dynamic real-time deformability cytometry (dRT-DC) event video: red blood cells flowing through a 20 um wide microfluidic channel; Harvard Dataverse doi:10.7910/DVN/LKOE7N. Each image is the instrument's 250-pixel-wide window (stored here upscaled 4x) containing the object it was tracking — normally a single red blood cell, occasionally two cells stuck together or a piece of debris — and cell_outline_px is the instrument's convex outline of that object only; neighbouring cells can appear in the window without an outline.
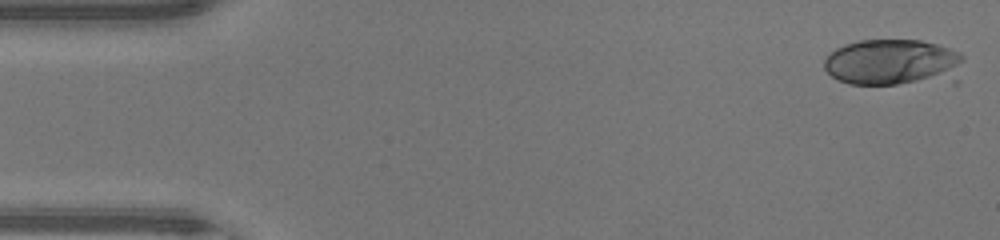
{"species": "human", "species_latin": "Homo sapiens", "temperature_condition": "warm", "stored_images_in_passage": 47, "camera_frame_rate_fps": 3000, "um_per_image_px": 0.085, "donor": {"sex": "male"}, "frame": {"image": 1, "passage_image": 1, "time_ms": 0.0, "image_size_px": [1000, 240], "cell_outline_px": [[964, 60], [948, 72], [916, 80], [896, 84], [848, 84], [832, 76], [824, 68], [824, 60], [836, 48], [844, 44], [860, 40], [920, 40], [936, 44], [960, 52], [964, 56]], "centroid_in_image_um": [75.64, 5.22], "position_along_channel_um": 9.4, "area_um2": 35.32}}
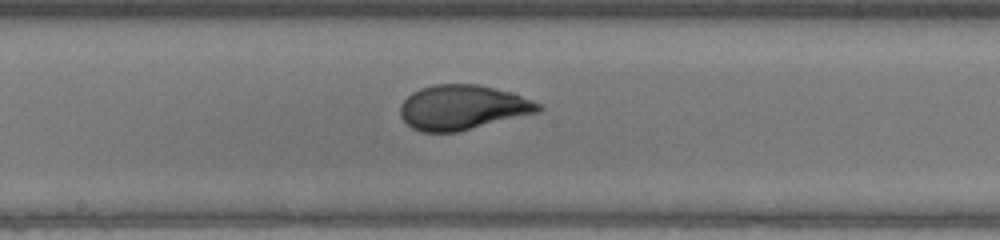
{"frame": {"image": 2, "passage_image": 24, "time_ms": 7.667, "image_size_px": [1000, 240], "cell_outline_px": [[544, 108], [540, 112], [456, 132], [420, 132], [412, 128], [400, 116], [400, 104], [412, 92], [420, 88], [436, 84], [480, 84], [512, 92], [532, 100], [540, 104]], "centroid_in_image_um": [39.32, 9.12], "position_along_channel_um": 208.9, "area_um2": 36.13}}
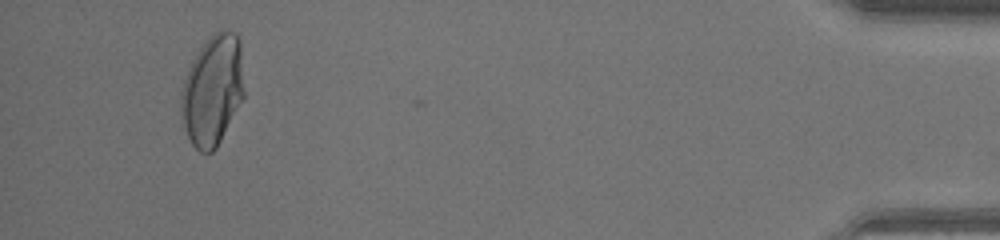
{"frame": {"image": 3, "passage_image": 44, "time_ms": 14.333, "image_size_px": [1000, 240], "cell_outline_px": [[244, 100], [216, 148], [212, 152], [200, 152], [192, 144], [184, 128], [180, 116], [180, 92], [188, 68], [196, 52], [212, 32], [220, 28], [224, 28], [236, 32], [240, 40], [244, 92]], "centroid_in_image_um": [18.07, 7.64], "position_along_channel_um": 417.1, "area_um2": 41.5}, "authors_computed_cell_mechanics": {"area_um2": 36.125, "velocity_mm_per_s": 4.3346, "shape_relaxation_time_tau1_ms": 6.693, "shape_relaxation_time_tau2_ms": null, "deformation_change_tau1": 0.273, "deformation_change_tau2": null}}